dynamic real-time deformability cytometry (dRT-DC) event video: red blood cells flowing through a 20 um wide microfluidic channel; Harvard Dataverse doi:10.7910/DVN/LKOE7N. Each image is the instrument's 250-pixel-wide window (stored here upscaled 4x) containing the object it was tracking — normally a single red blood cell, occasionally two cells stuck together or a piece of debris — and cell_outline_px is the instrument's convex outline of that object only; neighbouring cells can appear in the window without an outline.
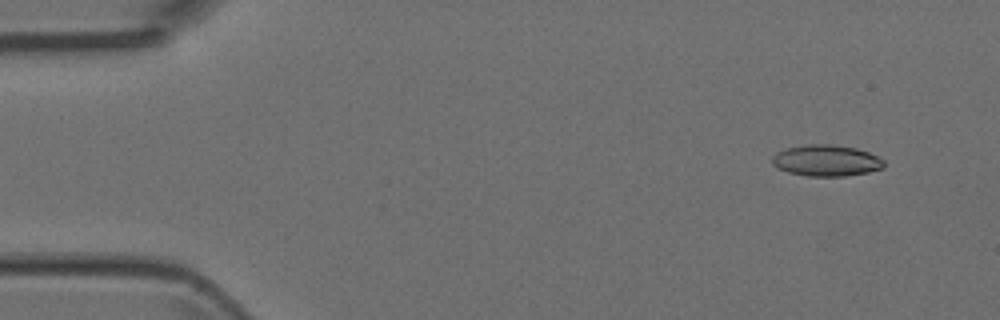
{"species": "Egyptian fruit bat (a non-hibernating species)", "species_latin": "Rousettus aegyptiacus", "temperature_condition": "room temperature", "stored_images_in_passage": 3, "camera_frame_rate_fps": 3000, "um_per_image_px": 0.085, "animal": {"sex": "female"}, "frame": {"image": 1, "passage_image": 1, "time_ms": 0.0, "image_size_px": [1000, 320], "cell_outline_px": [[884, 168], [868, 172], [844, 176], [808, 176], [788, 172], [772, 164], [772, 156], [776, 152], [788, 148], [808, 144], [828, 144], [856, 148], [868, 152], [884, 160]], "centroid_in_image_um": [70.24, 13.65], "position_along_channel_um": 14.8, "area_um2": 20.23}}